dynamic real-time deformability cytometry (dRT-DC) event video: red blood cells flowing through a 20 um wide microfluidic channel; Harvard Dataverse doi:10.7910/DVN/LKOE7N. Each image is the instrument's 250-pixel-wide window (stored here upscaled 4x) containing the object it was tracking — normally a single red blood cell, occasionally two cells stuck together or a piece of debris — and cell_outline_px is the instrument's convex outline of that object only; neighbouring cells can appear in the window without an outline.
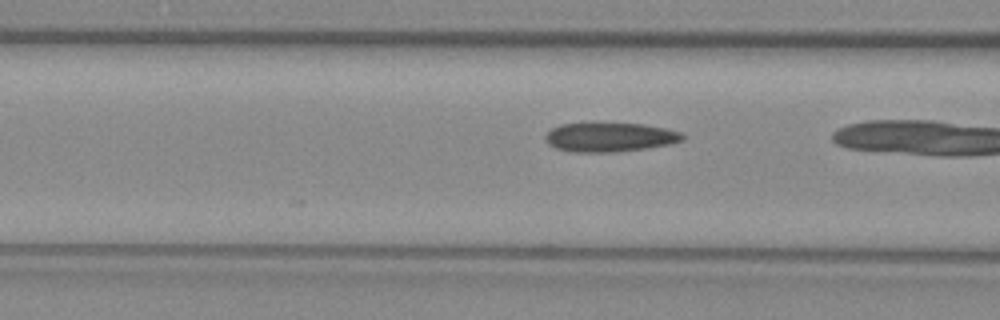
{"species": "common noctule bat (a hibernating species)", "species_latin": "Nyctalus noctula", "temperature_condition": "warm", "stored_images_in_passage": 17, "camera_frame_rate_fps": 3000, "um_per_image_px": 0.085, "animal": {"sex": "female", "body_mass_g": 29.2, "forearm_length_mm": 56.3}, "frame": {"image": 1, "passage_image": 16, "time_ms": 5.0, "image_size_px": [1000, 320], "cell_outline_px": [[684, 140], [672, 144], [648, 148], [616, 152], [572, 152], [556, 148], [548, 144], [544, 136], [552, 128], [560, 124], [644, 124], [668, 128], [684, 132]], "centroid_in_image_um": [51.9, 11.67], "position_along_channel_um": 114.7, "area_um2": 23.41}}